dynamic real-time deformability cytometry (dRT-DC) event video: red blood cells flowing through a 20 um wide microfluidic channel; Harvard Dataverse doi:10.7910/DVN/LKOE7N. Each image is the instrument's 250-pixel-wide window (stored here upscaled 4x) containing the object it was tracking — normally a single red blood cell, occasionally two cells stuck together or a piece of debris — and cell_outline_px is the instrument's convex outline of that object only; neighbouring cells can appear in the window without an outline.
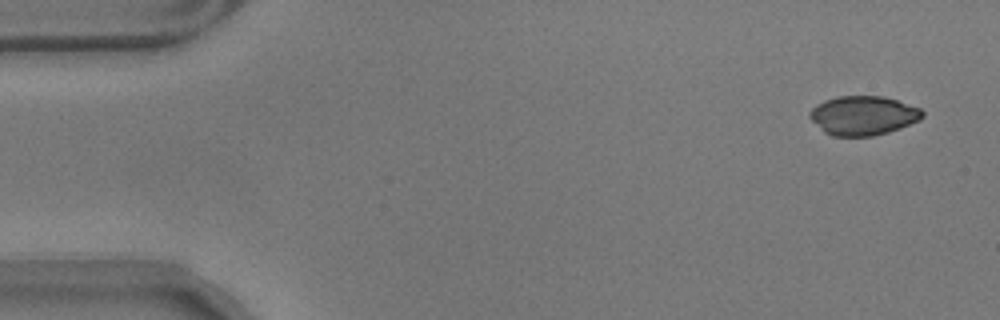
{"species": "common noctule bat (a hibernating species)", "species_latin": "Nyctalus noctula", "temperature_condition": "warm", "stored_images_in_passage": 44, "camera_frame_rate_fps": 3000, "um_per_image_px": 0.085, "animal": {"sex": "male", "body_mass_g": 17.9}, "frame": {"image": 1, "passage_image": 3, "time_ms": 0.667, "image_size_px": [1000, 320], "cell_outline_px": [[924, 116], [920, 120], [900, 128], [888, 132], [872, 136], [832, 136], [824, 132], [808, 116], [808, 112], [816, 104], [824, 100], [840, 96], [884, 96], [920, 108], [924, 112]], "centroid_in_image_um": [73.36, 9.82], "position_along_channel_um": 11.6, "area_um2": 25.78}}
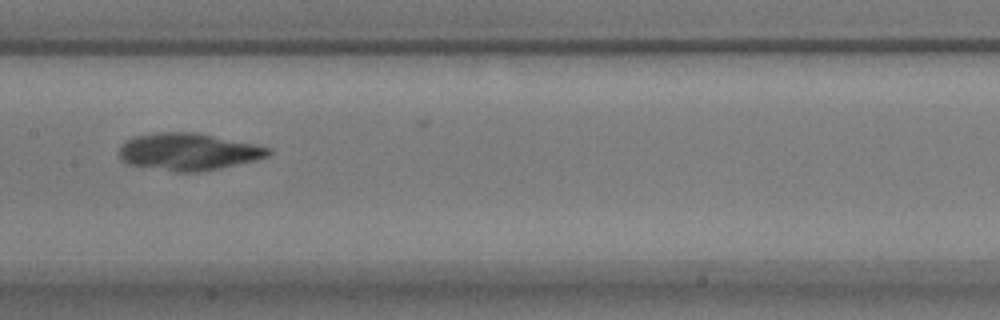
{"frame": {"image": 2, "passage_image": 28, "time_ms": 9.0, "image_size_px": [1000, 320], "cell_outline_px": [[272, 152], [268, 156], [256, 160], [220, 168], [200, 172], [176, 172], [128, 164], [120, 160], [120, 144], [132, 136], [156, 132], [196, 132], [256, 144], [272, 148]], "centroid_in_image_um": [16.01, 12.89], "position_along_channel_um": 191.4, "area_um2": 32.6}}
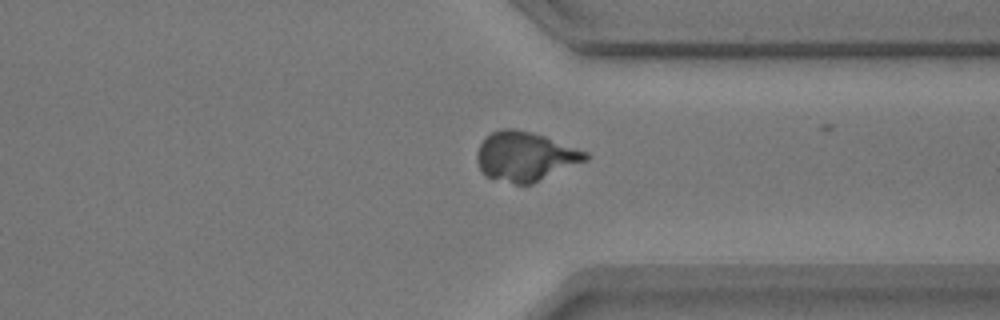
{"frame": {"image": 3, "passage_image": 43, "time_ms": 14.0, "image_size_px": [1000, 320], "cell_outline_px": [[588, 160], [532, 184], [516, 184], [484, 176], [476, 160], [476, 152], [480, 144], [492, 132], [500, 128], [512, 128], [532, 132], [544, 136], [588, 152]], "centroid_in_image_um": [44.63, 13.3], "position_along_channel_um": 366.8, "area_um2": 31.15}}